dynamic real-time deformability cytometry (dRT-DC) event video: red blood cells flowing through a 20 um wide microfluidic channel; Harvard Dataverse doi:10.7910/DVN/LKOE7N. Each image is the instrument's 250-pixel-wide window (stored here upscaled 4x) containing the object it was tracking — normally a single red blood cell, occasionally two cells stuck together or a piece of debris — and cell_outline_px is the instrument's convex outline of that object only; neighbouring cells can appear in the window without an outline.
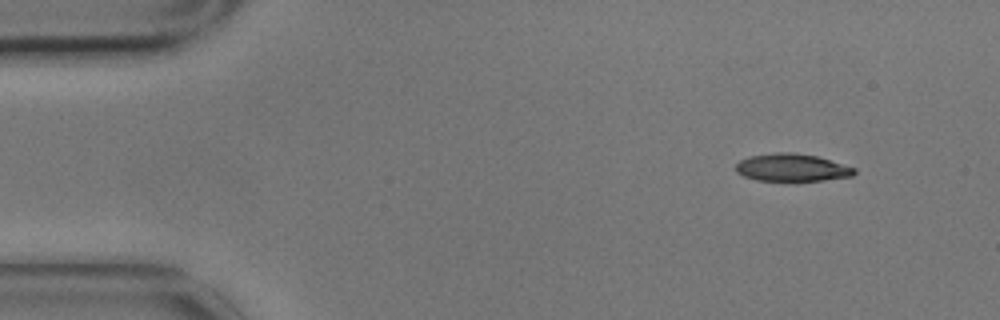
{"species": "common noctule bat (a hibernating species)", "species_latin": "Nyctalus noctula", "temperature_condition": "cold", "stored_images_in_passage": 5, "camera_frame_rate_fps": 3000, "um_per_image_px": 0.085, "animal": {"sex": "male", "body_mass_g": 17.9}, "frame": {"image": 1, "passage_image": 1, "time_ms": 0.0, "image_size_px": [1000, 320], "cell_outline_px": [[856, 172], [852, 176], [824, 180], [756, 180], [744, 176], [736, 172], [736, 164], [740, 160], [748, 156], [776, 152], [796, 152], [816, 156], [856, 168]], "centroid_in_image_um": [67.29, 14.23], "position_along_channel_um": 17.7, "area_um2": 18.96}}
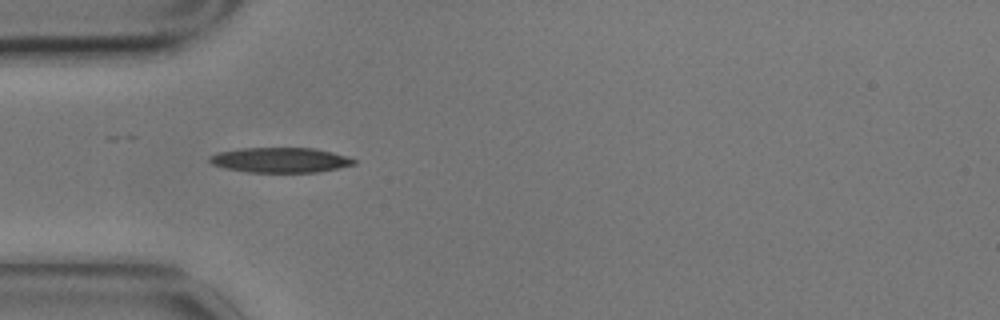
{"frame": {"image": 2, "passage_image": 4, "time_ms": 1.0, "image_size_px": [1000, 320], "cell_outline_px": [[356, 164], [316, 172], [248, 172], [228, 168], [212, 164], [208, 160], [208, 156], [220, 152], [240, 148], [316, 148], [332, 152], [356, 160]], "centroid_in_image_um": [23.81, 13.59], "position_along_channel_um": 61.2, "area_um2": 20.81}}